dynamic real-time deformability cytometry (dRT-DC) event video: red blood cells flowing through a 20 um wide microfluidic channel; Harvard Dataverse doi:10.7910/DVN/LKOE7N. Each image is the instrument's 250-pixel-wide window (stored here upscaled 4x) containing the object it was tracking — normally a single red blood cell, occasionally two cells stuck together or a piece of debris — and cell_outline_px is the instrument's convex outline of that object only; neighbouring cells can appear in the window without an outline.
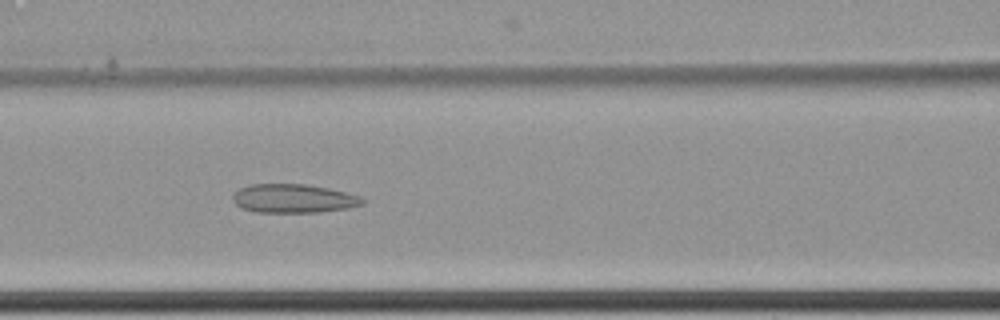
{"species": "common noctule bat (a hibernating species)", "species_latin": "Nyctalus noctula", "temperature_condition": "cold", "stored_images_in_passage": 56, "camera_frame_rate_fps": 3000, "um_per_image_px": 0.085, "animal": {"sex": "female", "body_mass_g": 22.7, "forearm_length_mm": 54.2}, "frame": {"image": 1, "passage_image": 23, "time_ms": 7.333, "image_size_px": [1000, 320], "cell_outline_px": [[364, 204], [348, 208], [320, 212], [256, 212], [240, 208], [232, 200], [232, 196], [240, 188], [248, 184], [308, 184], [328, 188], [360, 196], [364, 200]], "centroid_in_image_um": [24.93, 16.87], "position_along_channel_um": 141.7, "area_um2": 21.79}}
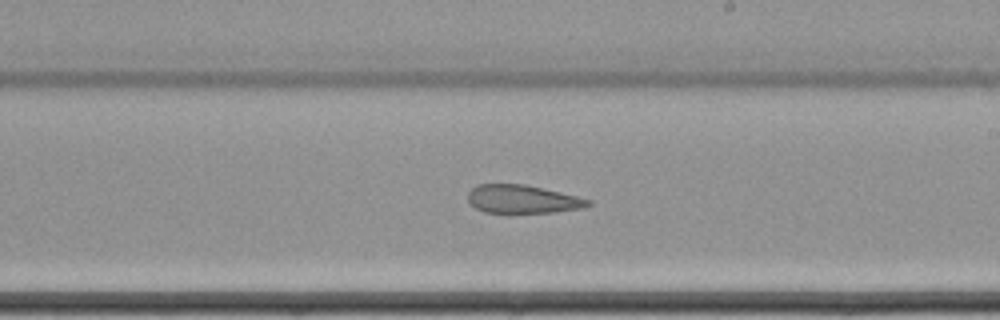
{"frame": {"image": 2, "passage_image": 32, "time_ms": 10.333, "image_size_px": [1000, 320], "cell_outline_px": [[592, 204], [584, 208], [552, 212], [484, 212], [476, 208], [468, 200], [468, 192], [476, 184], [524, 184], [560, 192], [592, 200]], "centroid_in_image_um": [44.42, 16.92], "position_along_channel_um": 244.6, "area_um2": 19.65}}
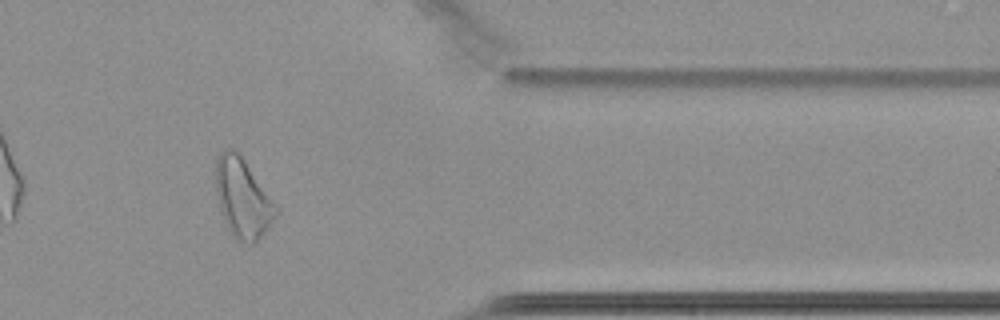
{"frame": {"image": 3, "passage_image": 46, "time_ms": 15.0, "image_size_px": [1000, 320], "cell_outline_px": [[280, 212], [264, 232], [252, 244], [248, 244], [236, 240], [228, 228], [220, 212], [216, 192], [216, 156], [224, 148], [232, 148], [244, 160]], "centroid_in_image_um": [20.59, 16.85], "position_along_channel_um": 390.8, "area_um2": 27.34}, "authors_computed_cell_mechanics": {"area_um2": 25.7788, "velocity_mm_per_s": 3.4376, "shape_relaxation_time_tau1_ms": null, "shape_relaxation_time_tau2_ms": 4.0479, "deformation_change_tau1": null, "deformation_change_tau2": 0.1197}}